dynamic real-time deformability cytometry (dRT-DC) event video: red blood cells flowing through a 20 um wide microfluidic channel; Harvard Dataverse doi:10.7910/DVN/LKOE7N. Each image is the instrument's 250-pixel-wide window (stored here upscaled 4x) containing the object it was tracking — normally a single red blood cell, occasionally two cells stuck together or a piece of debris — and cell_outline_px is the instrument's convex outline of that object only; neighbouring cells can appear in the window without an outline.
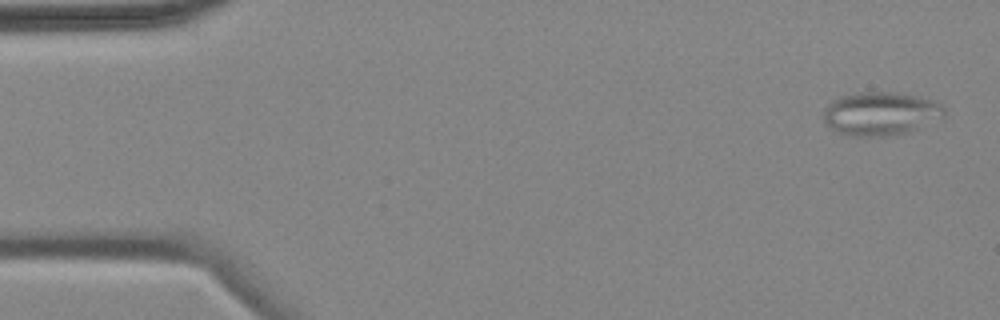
{"species": "common noctule bat (a hibernating species)", "species_latin": "Nyctalus noctula", "temperature_condition": "cold", "stored_images_in_passage": 5, "camera_frame_rate_fps": 3000, "um_per_image_px": 0.085, "animal": {"sex": "female", "body_mass_g": 18.4}, "frame": {"image": 1, "passage_image": 1, "time_ms": 0.0, "image_size_px": [1000, 320], "cell_outline_px": [[944, 116], [908, 132], [896, 136], [852, 136], [836, 132], [824, 120], [824, 108], [832, 100], [840, 96], [860, 92], [892, 92], [916, 96], [932, 100], [940, 104], [944, 108]], "centroid_in_image_um": [74.82, 9.66], "position_along_channel_um": 10.2, "area_um2": 30.4}}